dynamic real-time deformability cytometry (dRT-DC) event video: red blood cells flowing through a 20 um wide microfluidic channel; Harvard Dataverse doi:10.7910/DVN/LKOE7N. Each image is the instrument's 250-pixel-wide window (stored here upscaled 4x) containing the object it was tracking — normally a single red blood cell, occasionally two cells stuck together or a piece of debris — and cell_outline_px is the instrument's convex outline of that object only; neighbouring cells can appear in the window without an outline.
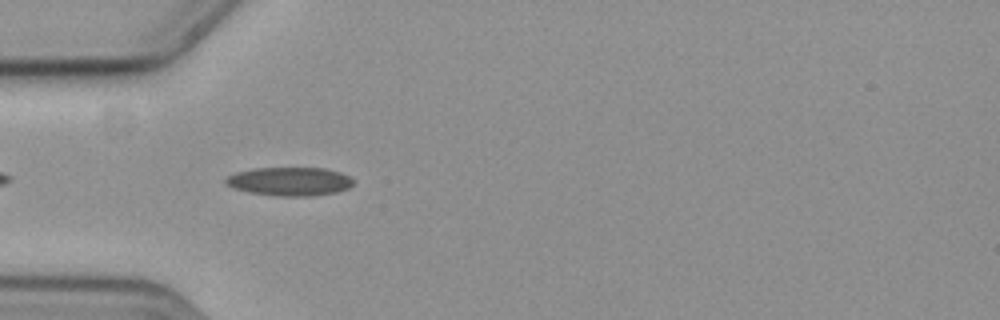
{"species": "common noctule bat (a hibernating species)", "species_latin": "Nyctalus noctula", "temperature_condition": "cold", "stored_images_in_passage": 44, "camera_frame_rate_fps": 3000, "um_per_image_px": 0.085, "animal": {"sex": "female", "body_mass_g": 19.3, "forearm_length_mm": 54.1}, "frame": {"image": 1, "passage_image": 4, "time_ms": 1.0, "image_size_px": [1000, 320], "cell_outline_px": [[352, 184], [348, 188], [336, 192], [312, 196], [280, 196], [252, 192], [232, 188], [224, 184], [224, 180], [228, 176], [236, 172], [256, 168], [324, 168], [340, 172], [348, 176], [352, 180]], "centroid_in_image_um": [24.59, 15.42], "position_along_channel_um": 60.4, "area_um2": 21.1}}
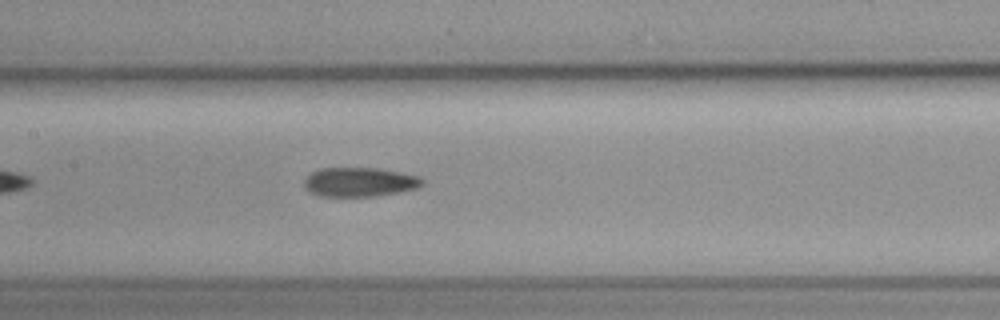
{"frame": {"image": 2, "passage_image": 14, "time_ms": 4.333, "image_size_px": [1000, 320], "cell_outline_px": [[424, 184], [416, 188], [376, 196], [320, 196], [308, 192], [304, 188], [304, 180], [312, 172], [320, 168], [380, 168], [420, 176], [424, 180]], "centroid_in_image_um": [30.55, 15.47], "position_along_channel_um": 176.8, "area_um2": 20.17}}
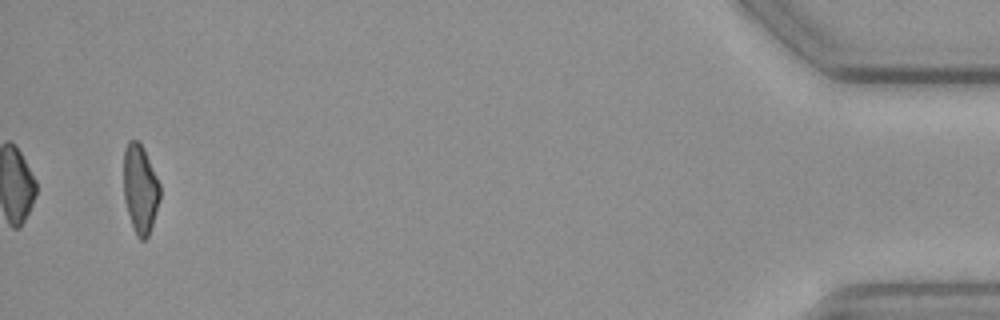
{"frame": {"image": 3, "passage_image": 42, "time_ms": 13.667, "image_size_px": [1000, 320], "cell_outline_px": [[160, 200], [148, 236], [144, 240], [140, 240], [136, 236], [128, 212], [124, 196], [124, 148], [128, 140], [136, 140], [140, 144], [160, 184]], "centroid_in_image_um": [11.91, 16.08], "position_along_channel_um": 423.3, "area_um2": 18.38}, "authors_computed_cell_mechanics": {"area_um2": 20.0855, "velocity_mm_per_s": 3.5883, "shape_relaxation_time_tau1_ms": null, "shape_relaxation_time_tau2_ms": 6.4853, "deformation_change_tau1": null, "deformation_change_tau2": 0.1384}}